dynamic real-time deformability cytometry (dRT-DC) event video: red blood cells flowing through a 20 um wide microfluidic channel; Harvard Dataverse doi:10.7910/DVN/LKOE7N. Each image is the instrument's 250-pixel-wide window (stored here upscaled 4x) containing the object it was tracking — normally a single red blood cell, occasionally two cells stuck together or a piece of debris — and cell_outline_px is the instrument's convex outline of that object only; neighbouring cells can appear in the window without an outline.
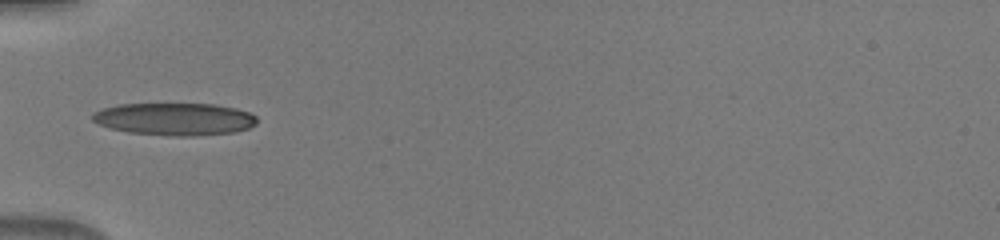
{"species": "human", "species_latin": "Homo sapiens", "temperature_condition": "warm", "stored_images_in_passage": 33, "camera_frame_rate_fps": 3000, "um_per_image_px": 0.085, "donor": {"sex": "male"}, "frame": {"image": 1, "passage_image": 1, "time_ms": 0.0, "image_size_px": [1000, 240], "cell_outline_px": [[256, 124], [248, 128], [236, 132], [196, 136], [172, 136], [128, 132], [108, 128], [92, 120], [92, 112], [104, 108], [120, 104], [212, 104], [236, 108], [248, 112], [256, 116]], "centroid_in_image_um": [14.84, 10.13], "position_along_channel_um": 70.2, "area_um2": 31.15}}